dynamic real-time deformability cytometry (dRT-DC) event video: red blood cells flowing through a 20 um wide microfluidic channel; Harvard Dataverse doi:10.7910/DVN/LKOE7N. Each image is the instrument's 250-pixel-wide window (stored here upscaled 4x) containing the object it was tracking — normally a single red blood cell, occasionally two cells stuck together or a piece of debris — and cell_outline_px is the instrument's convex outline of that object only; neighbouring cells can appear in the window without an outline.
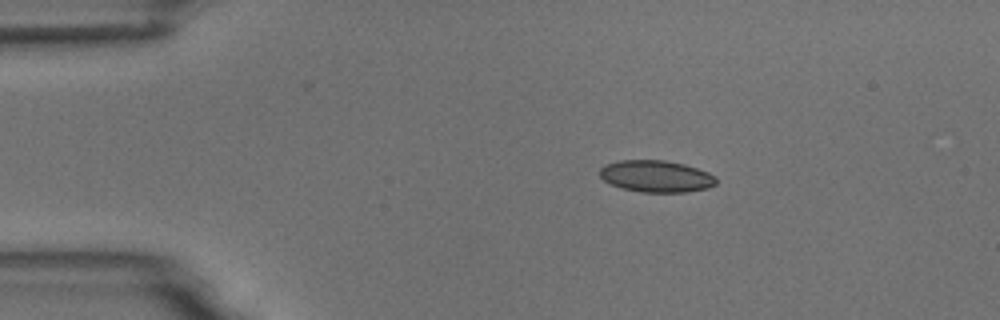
{"species": "common noctule bat (a hibernating species)", "species_latin": "Nyctalus noctula", "temperature_condition": "room temperature", "stored_images_in_passage": 8, "camera_frame_rate_fps": 3000, "um_per_image_px": 0.085, "animal": {"sex": "male", "body_mass_g": 18.8}, "frame": {"image": 1, "passage_image": 1, "time_ms": 0.0, "image_size_px": [1000, 320], "cell_outline_px": [[716, 184], [708, 188], [688, 192], [644, 192], [624, 188], [612, 184], [604, 180], [600, 176], [600, 168], [604, 164], [620, 160], [664, 160], [684, 164], [708, 172], [716, 176]], "centroid_in_image_um": [55.79, 14.97], "position_along_channel_um": 29.2, "area_um2": 21.5}}
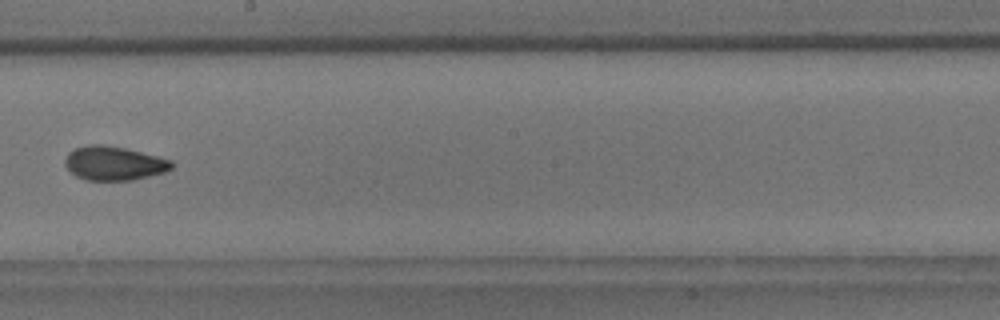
{"frame": {"image": 2, "passage_image": 7, "time_ms": 7.0, "image_size_px": [1000, 320], "cell_outline_px": [[176, 164], [172, 168], [164, 172], [132, 180], [88, 180], [76, 176], [64, 164], [64, 160], [68, 152], [76, 148], [88, 144], [104, 144], [124, 148], [172, 160]], "centroid_in_image_um": [9.68, 13.87], "position_along_channel_um": 238.5, "area_um2": 21.04}}
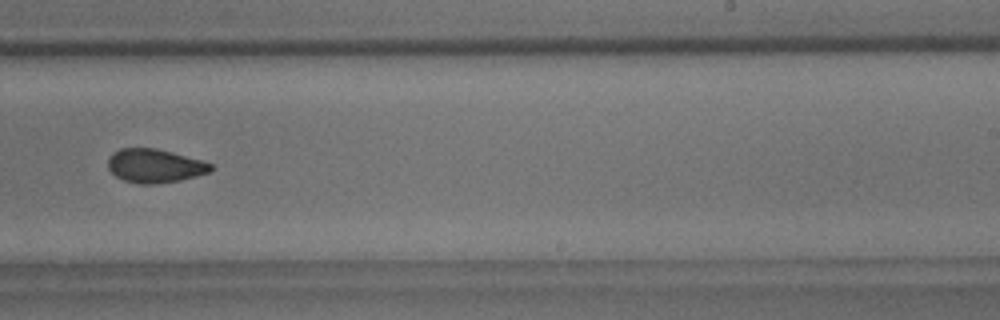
{"frame": {"image": 3, "passage_image": 8, "time_ms": 8.0, "image_size_px": [1000, 320], "cell_outline_px": [[212, 168], [208, 172], [196, 176], [180, 180], [156, 184], [140, 184], [124, 180], [116, 176], [108, 168], [108, 160], [112, 152], [120, 148], [156, 148], [172, 152], [200, 160], [212, 164]], "centroid_in_image_um": [13.12, 14.09], "position_along_channel_um": 275.9, "area_um2": 20.06}}